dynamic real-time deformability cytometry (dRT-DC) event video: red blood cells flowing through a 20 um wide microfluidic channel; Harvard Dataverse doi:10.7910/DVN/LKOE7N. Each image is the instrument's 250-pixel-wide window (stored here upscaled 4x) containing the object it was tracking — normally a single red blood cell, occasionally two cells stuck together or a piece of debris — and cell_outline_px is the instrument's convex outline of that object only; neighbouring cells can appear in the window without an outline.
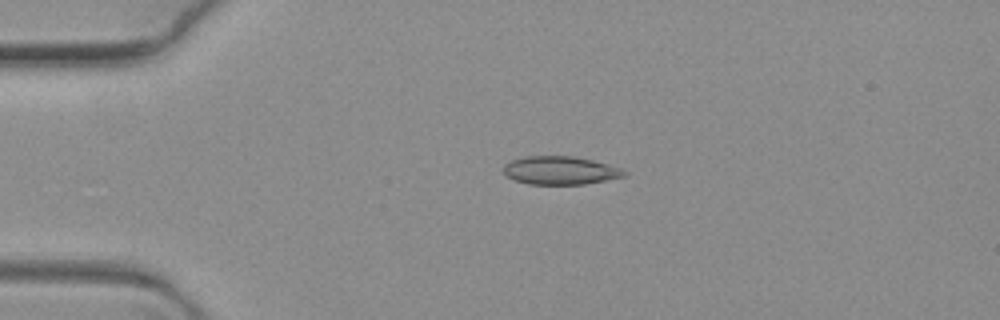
{"species": "common noctule bat (a hibernating species)", "species_latin": "Nyctalus noctula", "temperature_condition": "warm", "stored_images_in_passage": 7, "camera_frame_rate_fps": 3000, "um_per_image_px": 0.085, "animal": {"sex": "female", "body_mass_g": 19.3, "forearm_length_mm": 54.1}, "frame": {"image": 1, "passage_image": 1, "time_ms": 0.0, "image_size_px": [1000, 320], "cell_outline_px": [[628, 176], [584, 184], [528, 184], [504, 176], [504, 164], [512, 160], [524, 156], [572, 156], [592, 160], [620, 168], [628, 172]], "centroid_in_image_um": [47.62, 14.49], "position_along_channel_um": 37.4, "area_um2": 19.88}}
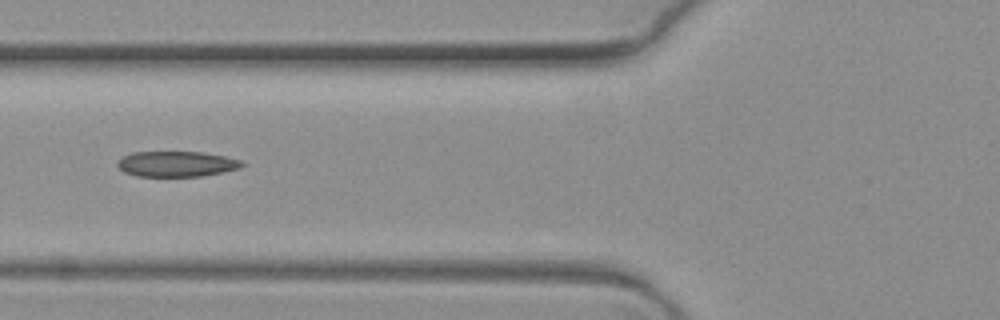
{"frame": {"image": 2, "passage_image": 4, "time_ms": 1.0, "image_size_px": [1000, 320], "cell_outline_px": [[248, 164], [240, 168], [224, 172], [200, 176], [136, 176], [124, 172], [116, 164], [116, 160], [132, 152], [200, 152], [224, 156], [240, 160]], "centroid_in_image_um": [15.01, 13.94], "position_along_channel_um": 110.8, "area_um2": 18.55}}
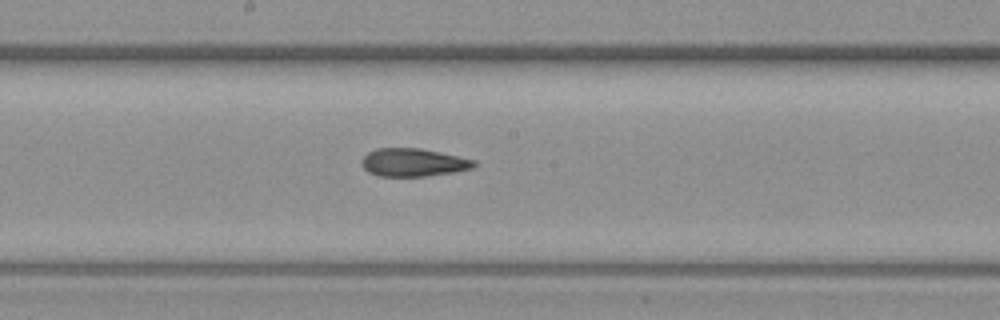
{"frame": {"image": 3, "passage_image": 7, "time_ms": 2.0, "image_size_px": [1000, 320], "cell_outline_px": [[476, 164], [472, 168], [456, 172], [424, 176], [380, 176], [368, 172], [360, 164], [360, 160], [368, 152], [376, 148], [420, 148], [440, 152], [476, 160]], "centroid_in_image_um": [35.11, 13.8], "position_along_channel_um": 213.1, "area_um2": 18.44}}